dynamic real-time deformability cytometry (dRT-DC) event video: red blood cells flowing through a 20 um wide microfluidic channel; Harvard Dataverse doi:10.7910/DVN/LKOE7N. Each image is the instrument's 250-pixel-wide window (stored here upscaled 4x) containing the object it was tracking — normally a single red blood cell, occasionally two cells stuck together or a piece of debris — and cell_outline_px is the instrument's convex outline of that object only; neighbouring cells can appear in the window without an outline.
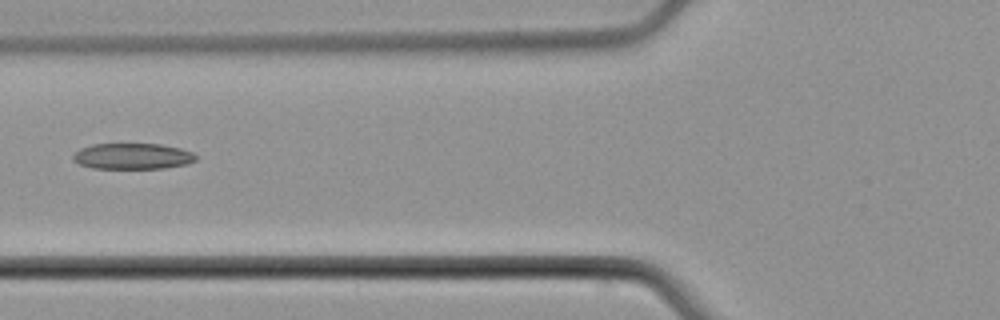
{"species": "common noctule bat (a hibernating species)", "species_latin": "Nyctalus noctula", "temperature_condition": "cold", "stored_images_in_passage": 7, "camera_frame_rate_fps": 3000, "um_per_image_px": 0.085, "animal": {"sex": "male", "body_mass_g": 21.5, "forearm_length_mm": 52.0}, "frame": {"image": 1, "passage_image": 6, "time_ms": 7.0, "image_size_px": [1000, 320], "cell_outline_px": [[196, 160], [188, 164], [164, 168], [92, 168], [80, 164], [72, 160], [72, 156], [80, 148], [92, 144], [160, 144], [180, 148], [192, 152], [196, 156]], "centroid_in_image_um": [11.26, 13.28], "position_along_channel_um": 114.5, "area_um2": 18.55}}
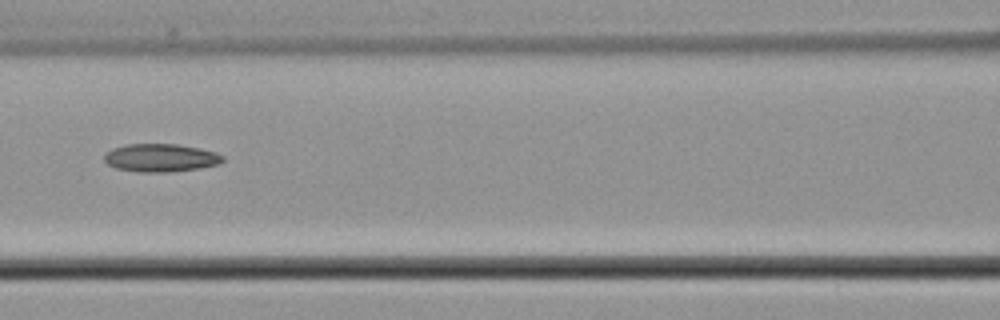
{"frame": {"image": 2, "passage_image": 7, "time_ms": 8.0, "image_size_px": [1000, 320], "cell_outline_px": [[224, 160], [220, 164], [200, 168], [168, 172], [136, 172], [116, 168], [108, 164], [104, 160], [104, 156], [112, 148], [128, 144], [176, 144], [200, 148], [216, 152], [224, 156]], "centroid_in_image_um": [13.68, 13.42], "position_along_channel_um": 152.9, "area_um2": 19.42}}